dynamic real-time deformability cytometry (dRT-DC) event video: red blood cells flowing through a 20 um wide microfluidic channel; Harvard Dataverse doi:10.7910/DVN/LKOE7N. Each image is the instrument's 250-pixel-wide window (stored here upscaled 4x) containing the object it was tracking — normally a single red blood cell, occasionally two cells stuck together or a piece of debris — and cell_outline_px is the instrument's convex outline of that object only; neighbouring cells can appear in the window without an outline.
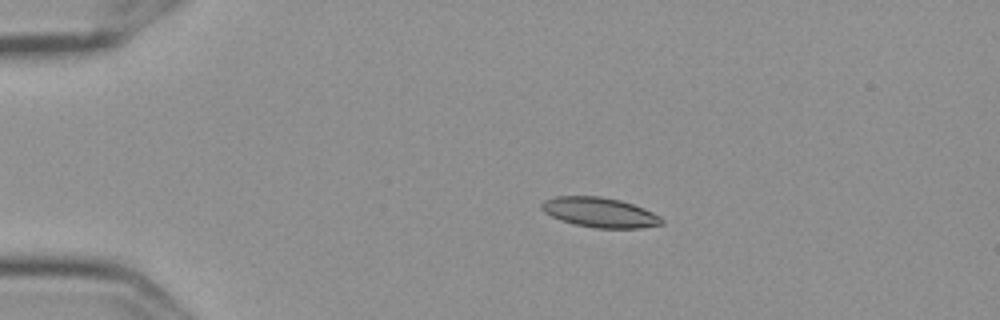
{"species": "Egyptian fruit bat (a non-hibernating species)", "species_latin": "Rousettus aegyptiacus", "temperature_condition": "cold", "stored_images_in_passage": 48, "camera_frame_rate_fps": 3000, "um_per_image_px": 0.085, "frame": {"image": 1, "passage_image": 3, "time_ms": 0.667, "image_size_px": [1000, 320], "cell_outline_px": [[664, 224], [640, 228], [596, 228], [576, 224], [560, 220], [544, 212], [540, 208], [540, 204], [544, 200], [556, 196], [600, 196], [620, 200], [644, 208], [660, 216], [664, 220]], "centroid_in_image_um": [50.98, 18.05], "position_along_channel_um": 34.0, "area_um2": 20.92}}
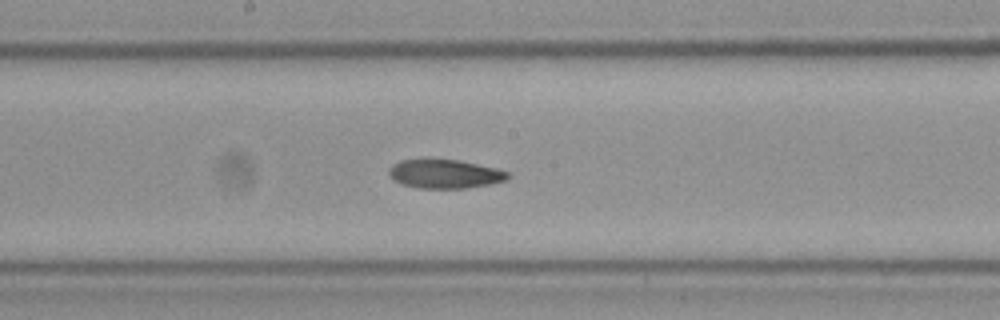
{"frame": {"image": 2, "passage_image": 22, "time_ms": 7.0, "image_size_px": [1000, 320], "cell_outline_px": [[508, 180], [492, 184], [464, 188], [420, 188], [400, 184], [392, 180], [388, 176], [388, 168], [392, 164], [400, 160], [460, 160], [496, 168], [508, 172]], "centroid_in_image_um": [37.77, 14.79], "position_along_channel_um": 210.4, "area_um2": 20.06}}
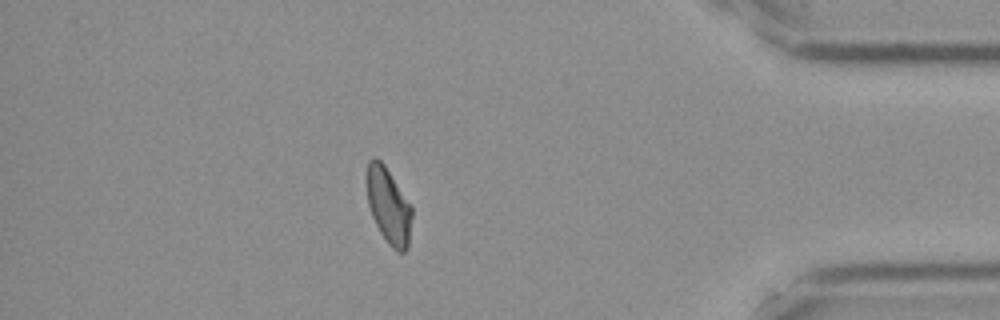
{"frame": {"image": 3, "passage_image": 41, "time_ms": 13.333, "image_size_px": [1000, 320], "cell_outline_px": [[412, 216], [408, 248], [404, 252], [396, 252], [388, 244], [380, 232], [372, 216], [368, 204], [368, 160], [372, 156], [376, 156], [384, 164], [412, 208]], "centroid_in_image_um": [33.04, 17.53], "position_along_channel_um": 402.2, "area_um2": 19.65}, "authors_computed_cell_mechanics": {"area_um2": 20.1144, "velocity_mm_per_s": 3.5973, "shape_relaxation_time_tau1_ms": null, "shape_relaxation_time_tau2_ms": 10.1001, "deformation_change_tau1": null, "deformation_change_tau2": 0.1338}}